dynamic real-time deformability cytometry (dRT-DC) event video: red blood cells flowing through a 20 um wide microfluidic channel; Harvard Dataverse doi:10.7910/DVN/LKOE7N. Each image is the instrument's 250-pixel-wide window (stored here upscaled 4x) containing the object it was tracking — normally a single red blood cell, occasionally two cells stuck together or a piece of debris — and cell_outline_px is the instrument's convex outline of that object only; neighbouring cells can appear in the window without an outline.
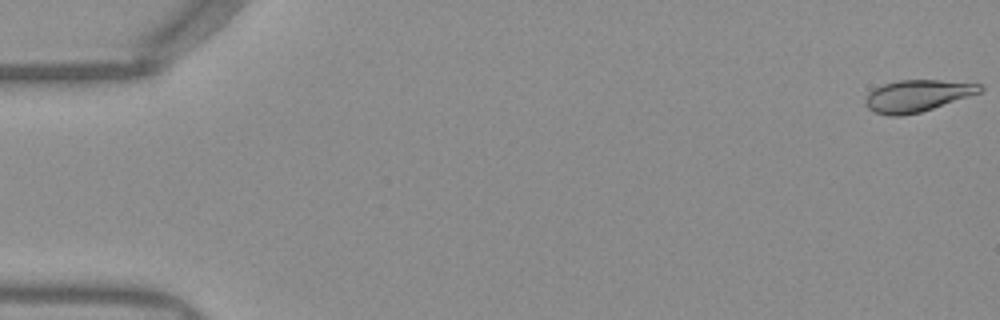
{"species": "Egyptian fruit bat (a non-hibernating species)", "species_latin": "Rousettus aegyptiacus", "temperature_condition": "warm", "stored_images_in_passage": 52, "camera_frame_rate_fps": 3000, "um_per_image_px": 0.085, "frame": {"image": 1, "passage_image": 1, "time_ms": 0.0, "image_size_px": [1000, 320], "cell_outline_px": [[984, 88], [980, 92], [920, 112], [900, 116], [888, 116], [876, 112], [868, 108], [864, 100], [868, 92], [884, 84], [900, 80], [940, 80], [984, 84]], "centroid_in_image_um": [77.96, 8.13], "position_along_channel_um": 7.0, "area_um2": 20.98}}
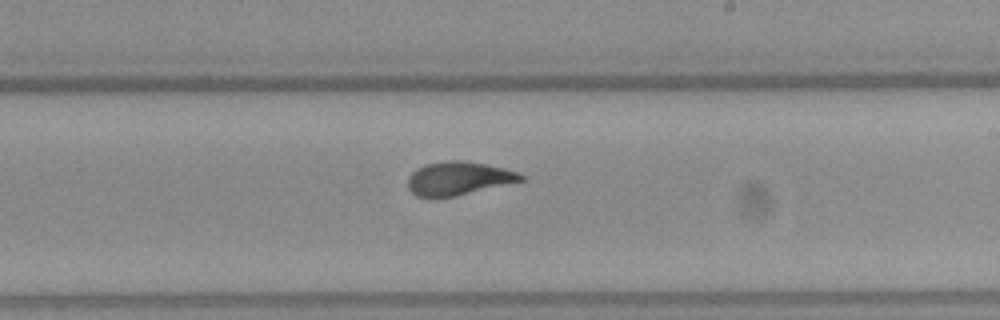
{"frame": {"image": 2, "passage_image": 31, "time_ms": 10.0, "image_size_px": [1000, 320], "cell_outline_px": [[524, 180], [456, 196], [416, 196], [408, 188], [408, 176], [416, 168], [428, 164], [448, 160], [464, 160], [504, 168], [516, 172], [524, 176]], "centroid_in_image_um": [38.96, 15.15], "position_along_channel_um": 250.0, "area_um2": 21.68}}
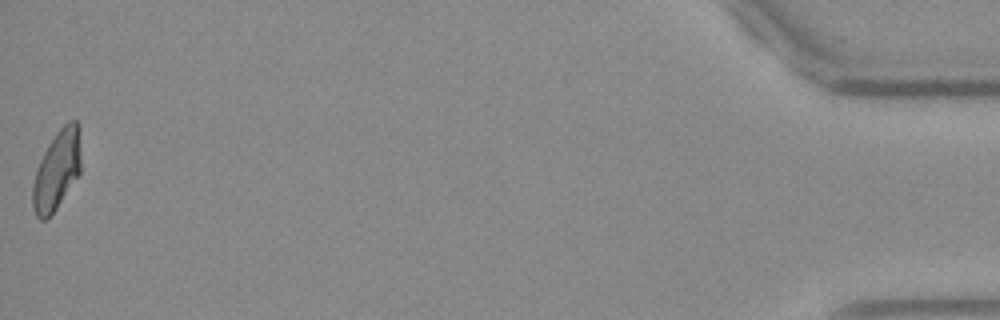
{"frame": {"image": 3, "passage_image": 52, "time_ms": 17.0, "image_size_px": [1000, 320], "cell_outline_px": [[80, 172], [48, 220], [40, 220], [36, 216], [32, 204], [32, 184], [40, 160], [48, 144], [56, 132], [68, 120], [76, 120], [80, 124]], "centroid_in_image_um": [4.83, 14.44], "position_along_channel_um": 430.4, "area_um2": 22.31}, "authors_computed_cell_mechanics": {"area_um2": 22.0796, "velocity_mm_per_s": 3.947, "shape_relaxation_time_tau1_ms": 4.7894, "shape_relaxation_time_tau2_ms": 0.7538, "deformation_change_tau1": 0.1743, "deformation_change_tau2": 0.0546}}